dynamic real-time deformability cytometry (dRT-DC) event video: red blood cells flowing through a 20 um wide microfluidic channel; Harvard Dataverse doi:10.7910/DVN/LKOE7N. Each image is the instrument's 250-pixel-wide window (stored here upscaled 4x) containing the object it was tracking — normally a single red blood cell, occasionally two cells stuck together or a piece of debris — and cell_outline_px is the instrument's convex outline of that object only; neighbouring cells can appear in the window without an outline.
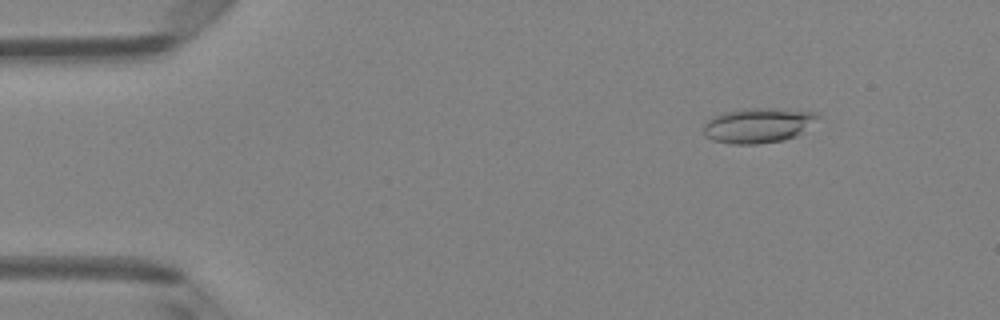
{"species": "Egyptian fruit bat (a non-hibernating species)", "species_latin": "Rousettus aegyptiacus", "temperature_condition": "room temperature", "stored_images_in_passage": 49, "camera_frame_rate_fps": 3000, "um_per_image_px": 0.085, "animal": {"sex": "female"}, "frame": {"image": 1, "passage_image": 6, "time_ms": 1.667, "image_size_px": [1000, 320], "cell_outline_px": [[820, 116], [796, 136], [784, 140], [756, 144], [732, 144], [712, 140], [704, 136], [704, 124], [712, 116], [724, 112], [740, 108], [772, 108], [816, 112]], "centroid_in_image_um": [64.38, 10.65], "position_along_channel_um": 20.6, "area_um2": 23.24}}
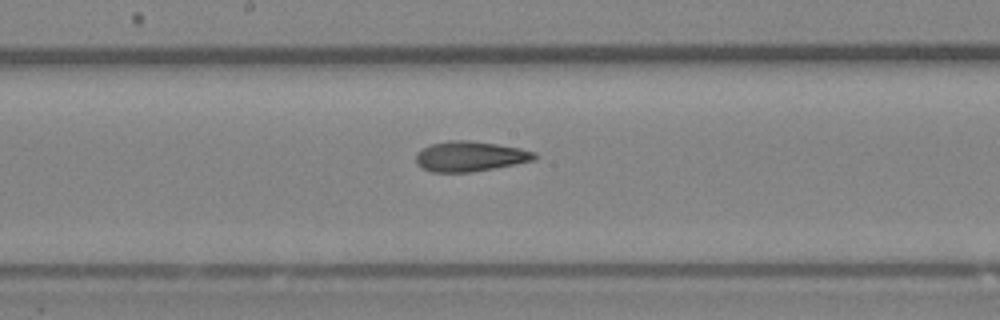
{"frame": {"image": 2, "passage_image": 26, "time_ms": 8.333, "image_size_px": [1000, 320], "cell_outline_px": [[536, 160], [516, 164], [472, 172], [432, 172], [420, 168], [416, 164], [416, 152], [432, 144], [448, 140], [468, 140], [496, 144], [520, 148], [536, 152]], "centroid_in_image_um": [39.94, 13.3], "position_along_channel_um": 208.3, "area_um2": 20.92}}
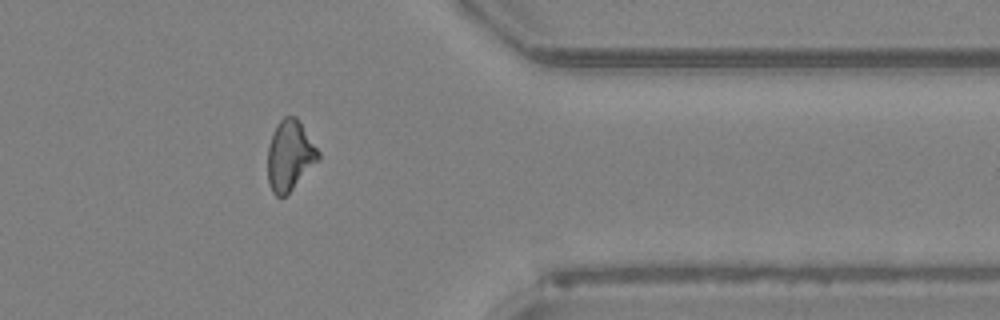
{"frame": {"image": 3, "passage_image": 40, "time_ms": 13.0, "image_size_px": [1000, 320], "cell_outline_px": [[320, 160], [284, 196], [276, 196], [272, 192], [268, 184], [268, 148], [272, 132], [276, 124], [284, 116], [296, 116], [320, 152]], "centroid_in_image_um": [24.63, 13.2], "position_along_channel_um": 386.8, "area_um2": 20.69}, "authors_computed_cell_mechanics": {"area_um2": 21.1548, "velocity_mm_per_s": 4.1342, "shape_relaxation_time_tau1_ms": null, "shape_relaxation_time_tau2_ms": 3.2099, "deformation_change_tau1": null, "deformation_change_tau2": 0.1187}}